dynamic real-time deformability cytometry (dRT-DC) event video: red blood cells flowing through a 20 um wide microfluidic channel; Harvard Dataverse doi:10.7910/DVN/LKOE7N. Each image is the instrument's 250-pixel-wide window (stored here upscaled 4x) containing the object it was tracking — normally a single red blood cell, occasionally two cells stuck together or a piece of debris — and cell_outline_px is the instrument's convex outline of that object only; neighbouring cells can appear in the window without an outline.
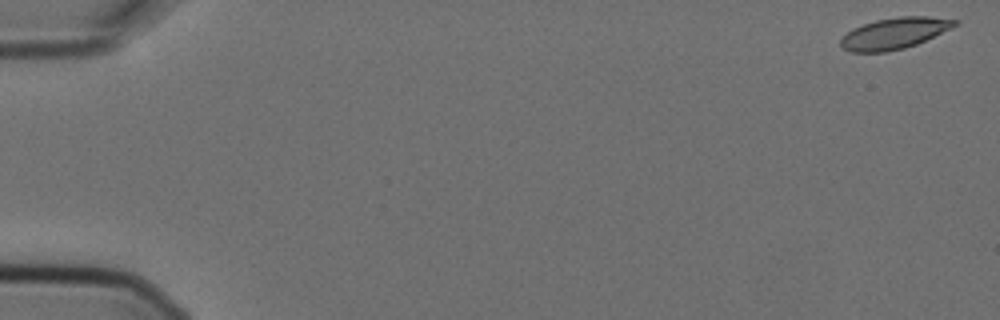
{"species": "Egyptian fruit bat (a non-hibernating species)", "species_latin": "Rousettus aegyptiacus", "temperature_condition": "cold", "stored_images_in_passage": 13, "camera_frame_rate_fps": 3000, "um_per_image_px": 0.085, "animal": {"sex": "female"}, "frame": {"image": 1, "passage_image": 1, "time_ms": 0.0, "image_size_px": [1000, 320], "cell_outline_px": [[960, 24], [952, 28], [916, 44], [904, 48], [888, 52], [852, 52], [844, 48], [840, 44], [840, 40], [852, 28], [876, 20], [900, 16], [928, 16], [960, 20]], "centroid_in_image_um": [76.06, 2.82], "position_along_channel_um": 8.9, "area_um2": 20.75}}
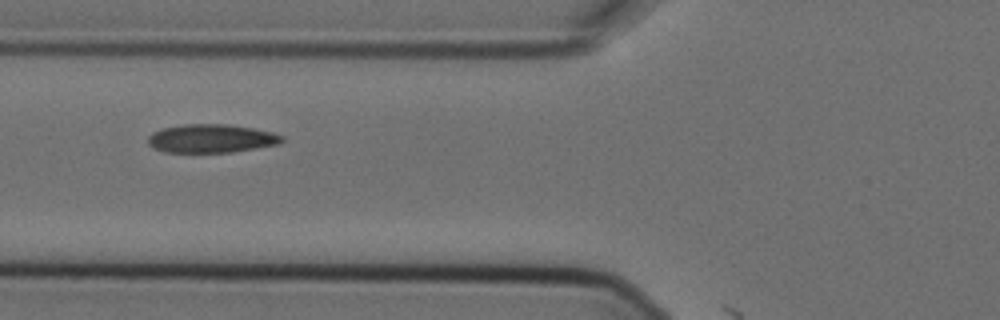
{"frame": {"image": 2, "passage_image": 6, "time_ms": 1.667, "image_size_px": [1000, 320], "cell_outline_px": [[284, 140], [280, 144], [232, 152], [164, 152], [152, 148], [148, 144], [148, 136], [152, 132], [164, 128], [184, 124], [228, 124], [252, 128], [272, 132], [284, 136]], "centroid_in_image_um": [17.96, 11.77], "position_along_channel_um": 107.8, "area_um2": 22.31}}
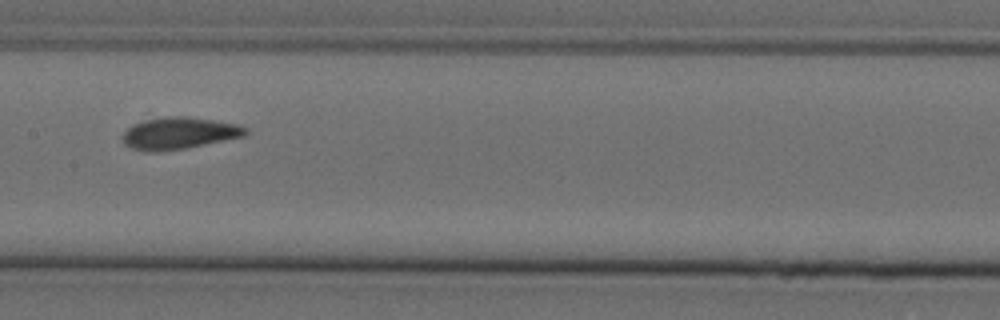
{"frame": {"image": 3, "passage_image": 8, "time_ms": 2.333, "image_size_px": [1000, 320], "cell_outline_px": [[248, 132], [244, 136], [184, 148], [152, 152], [144, 152], [132, 148], [124, 144], [124, 132], [132, 124], [164, 116], [188, 116], [240, 124], [248, 128]], "centroid_in_image_um": [15.24, 11.31], "position_along_channel_um": 192.2, "area_um2": 22.72}}